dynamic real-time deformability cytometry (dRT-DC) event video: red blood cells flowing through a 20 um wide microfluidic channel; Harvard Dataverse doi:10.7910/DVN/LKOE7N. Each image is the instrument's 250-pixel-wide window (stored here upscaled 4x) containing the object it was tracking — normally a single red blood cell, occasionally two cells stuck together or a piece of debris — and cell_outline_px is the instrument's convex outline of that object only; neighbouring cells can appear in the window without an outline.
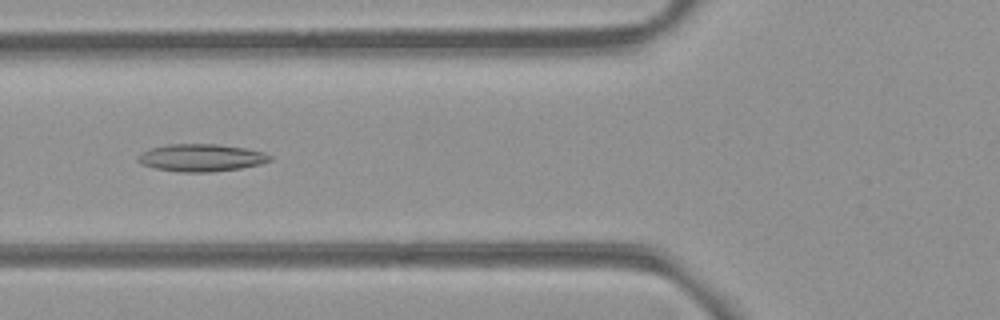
{"species": "common noctule bat (a hibernating species)", "species_latin": "Nyctalus noctula", "temperature_condition": "room temperature", "stored_images_in_passage": 3, "camera_frame_rate_fps": 3000, "um_per_image_px": 0.085, "animal": {"sex": "female", "body_mass_g": 21.9}, "frame": {"image": 1, "passage_image": 3, "time_ms": 2.333, "image_size_px": [1000, 320], "cell_outline_px": [[272, 160], [260, 164], [240, 168], [212, 172], [176, 172], [156, 168], [140, 164], [136, 160], [136, 156], [140, 152], [152, 148], [168, 144], [216, 144], [244, 148], [264, 152], [272, 156]], "centroid_in_image_um": [17.06, 13.41], "position_along_channel_um": 108.7, "area_um2": 21.21}}